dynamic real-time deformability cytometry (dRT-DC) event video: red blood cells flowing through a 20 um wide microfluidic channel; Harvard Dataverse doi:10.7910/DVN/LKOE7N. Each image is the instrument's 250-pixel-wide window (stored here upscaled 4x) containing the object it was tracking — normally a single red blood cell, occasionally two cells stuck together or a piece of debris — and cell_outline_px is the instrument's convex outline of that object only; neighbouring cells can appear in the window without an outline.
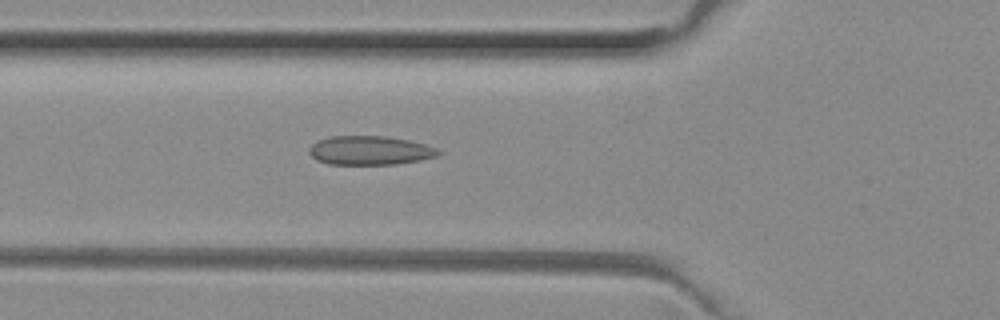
{"species": "common noctule bat (a hibernating species)", "species_latin": "Nyctalus noctula", "temperature_condition": "room temperature", "stored_images_in_passage": 29, "camera_frame_rate_fps": 3000, "um_per_image_px": 0.085, "animal": {"sex": "female", "body_mass_g": 29.2, "forearm_length_mm": 56.3}, "frame": {"image": 1, "passage_image": 17, "time_ms": 5.333, "image_size_px": [1000, 320], "cell_outline_px": [[444, 152], [436, 156], [420, 160], [396, 164], [328, 164], [316, 160], [308, 152], [308, 148], [312, 144], [320, 140], [332, 136], [384, 136], [408, 140], [424, 144], [436, 148]], "centroid_in_image_um": [31.44, 12.79], "position_along_channel_um": 94.4, "area_um2": 21.73}}
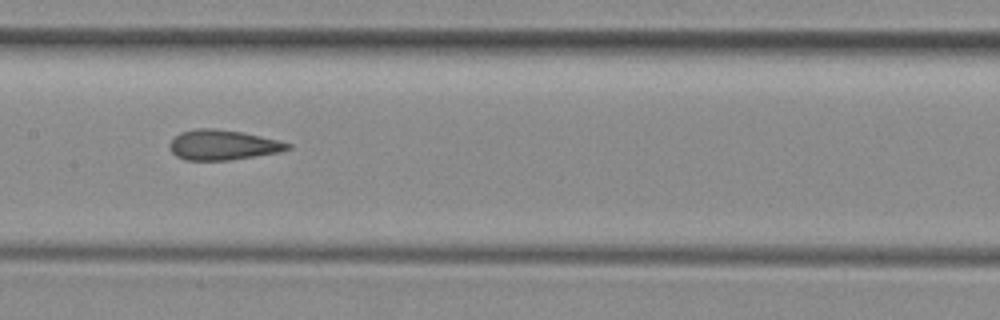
{"frame": {"image": 2, "passage_image": 24, "time_ms": 7.667, "image_size_px": [1000, 320], "cell_outline_px": [[292, 148], [280, 152], [232, 160], [184, 160], [176, 156], [172, 152], [168, 144], [180, 132], [196, 128], [212, 128], [240, 132], [280, 140], [292, 144]], "centroid_in_image_um": [18.96, 12.33], "position_along_channel_um": 188.4, "area_um2": 20.75}}
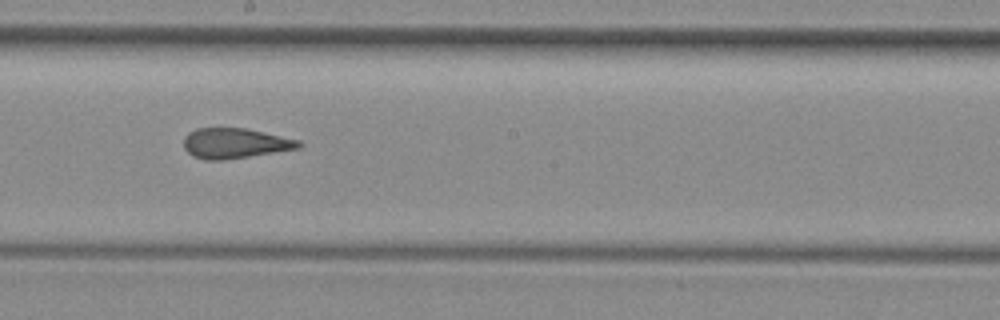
{"frame": {"image": 3, "passage_image": 27, "time_ms": 8.667, "image_size_px": [1000, 320], "cell_outline_px": [[304, 144], [300, 148], [224, 160], [204, 160], [192, 156], [184, 148], [184, 136], [188, 132], [196, 128], [244, 128], [264, 132], [300, 140]], "centroid_in_image_um": [19.96, 12.18], "position_along_channel_um": 228.2, "area_um2": 20.35}}